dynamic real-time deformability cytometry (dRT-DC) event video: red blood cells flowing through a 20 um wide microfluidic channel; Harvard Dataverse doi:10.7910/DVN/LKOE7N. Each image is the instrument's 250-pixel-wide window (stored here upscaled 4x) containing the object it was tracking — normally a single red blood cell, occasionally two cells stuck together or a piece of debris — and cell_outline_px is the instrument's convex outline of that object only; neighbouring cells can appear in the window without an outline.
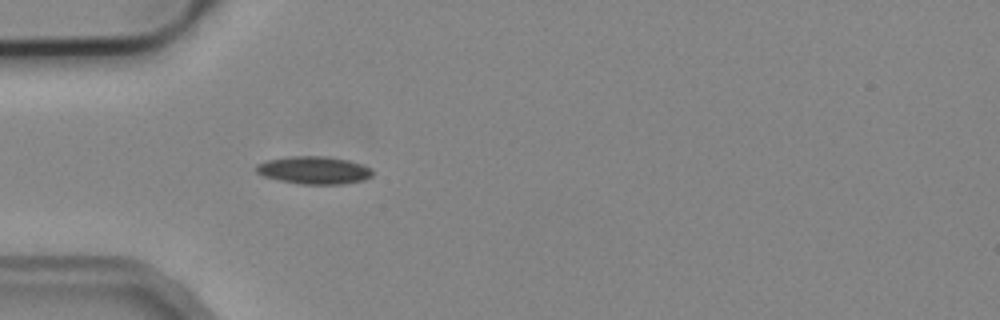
{"species": "common noctule bat (a hibernating species)", "species_latin": "Nyctalus noctula", "temperature_condition": "cold", "stored_images_in_passage": 19, "camera_frame_rate_fps": 3000, "um_per_image_px": 0.085, "animal": {"sex": "male", "body_mass_g": 19.2, "forearm_length_mm": 51.8}, "frame": {"image": 1, "passage_image": 16, "time_ms": 5.0, "image_size_px": [1000, 320], "cell_outline_px": [[372, 176], [364, 180], [340, 184], [300, 184], [280, 180], [264, 176], [256, 172], [256, 164], [268, 160], [288, 156], [324, 156], [348, 160], [372, 168]], "centroid_in_image_um": [26.68, 14.46], "position_along_channel_um": 58.3, "area_um2": 18.67}}